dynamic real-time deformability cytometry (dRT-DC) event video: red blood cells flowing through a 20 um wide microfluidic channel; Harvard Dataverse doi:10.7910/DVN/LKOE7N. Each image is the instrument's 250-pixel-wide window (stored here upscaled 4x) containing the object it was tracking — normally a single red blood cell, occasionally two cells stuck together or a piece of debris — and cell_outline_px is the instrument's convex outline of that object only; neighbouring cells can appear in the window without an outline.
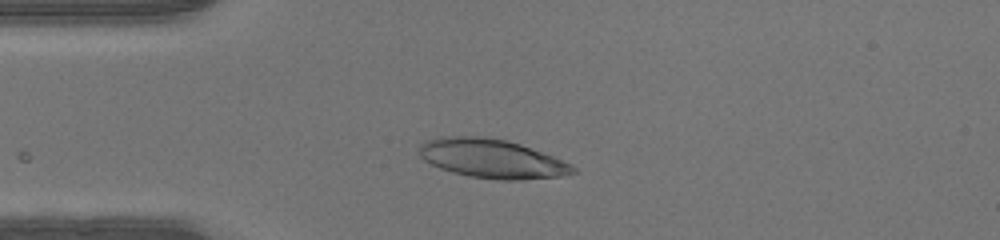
{"species": "human", "species_latin": "Homo sapiens", "temperature_condition": "warm", "stored_images_in_passage": 45, "camera_frame_rate_fps": 3000, "um_per_image_px": 0.085, "donor": {"sex": "male"}, "frame": {"image": 1, "passage_image": 10, "time_ms": 3.0, "image_size_px": [1000, 240], "cell_outline_px": [[576, 172], [560, 176], [520, 180], [496, 180], [468, 176], [452, 172], [440, 168], [424, 160], [420, 156], [420, 144], [424, 140], [440, 136], [480, 136], [504, 140], [520, 144], [552, 156], [572, 164], [576, 168]], "centroid_in_image_um": [41.78, 13.48], "position_along_channel_um": 43.2, "area_um2": 34.85}}
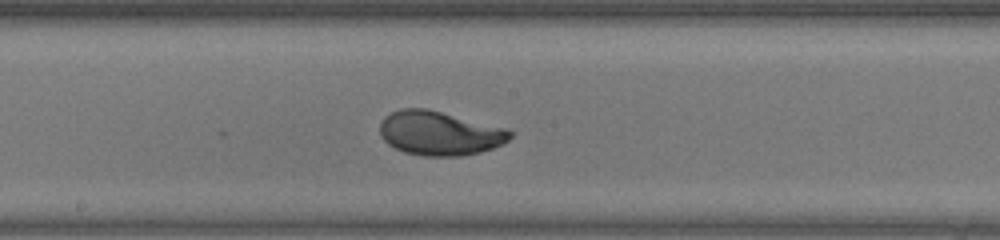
{"frame": {"image": 2, "passage_image": 23, "time_ms": 7.333, "image_size_px": [1000, 240], "cell_outline_px": [[512, 136], [504, 144], [480, 152], [460, 156], [424, 156], [404, 152], [388, 144], [380, 136], [380, 124], [384, 116], [400, 108], [428, 108], [508, 128], [512, 132]], "centroid_in_image_um": [37.37, 11.31], "position_along_channel_um": 210.8, "area_um2": 33.81}}
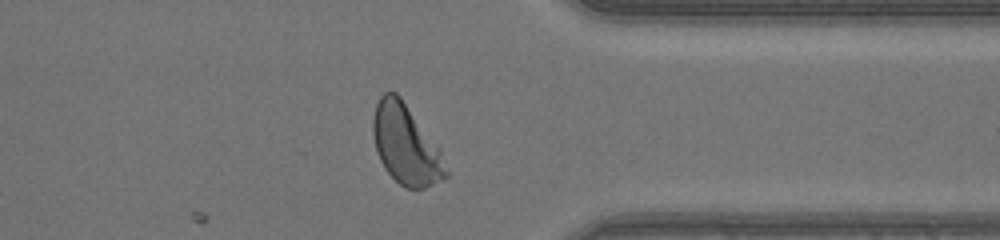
{"frame": {"image": 3, "passage_image": 35, "time_ms": 11.333, "image_size_px": [1000, 240], "cell_outline_px": [[448, 176], [424, 188], [404, 188], [384, 168], [380, 160], [376, 148], [372, 132], [372, 120], [376, 104], [380, 96], [384, 92], [396, 92], [400, 96], [440, 148], [448, 172]], "centroid_in_image_um": [34.49, 12.28], "position_along_channel_um": 376.9, "area_um2": 33.64}}